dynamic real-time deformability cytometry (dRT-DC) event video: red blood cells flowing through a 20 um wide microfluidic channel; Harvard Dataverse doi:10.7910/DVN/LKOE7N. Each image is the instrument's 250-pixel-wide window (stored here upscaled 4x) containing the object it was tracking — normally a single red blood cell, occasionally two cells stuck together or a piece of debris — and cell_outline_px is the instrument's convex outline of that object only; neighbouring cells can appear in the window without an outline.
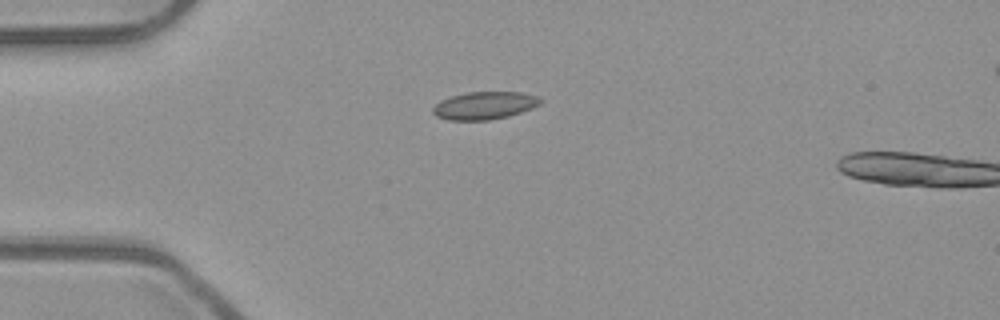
{"species": "common noctule bat (a hibernating species)", "species_latin": "Nyctalus noctula", "temperature_condition": "room temperature", "stored_images_in_passage": 3, "camera_frame_rate_fps": 3000, "um_per_image_px": 0.085, "animal": {"sex": "male", "body_mass_g": 23.1, "forearm_length_mm": 52.7}, "frame": {"image": 1, "passage_image": 1, "time_ms": 0.0, "image_size_px": [1000, 320], "cell_outline_px": [[544, 100], [540, 104], [532, 108], [508, 116], [488, 120], [448, 120], [436, 116], [432, 112], [432, 108], [440, 100], [452, 96], [468, 92], [520, 92], [540, 96]], "centroid_in_image_um": [41.2, 8.96], "position_along_channel_um": 43.8, "area_um2": 17.4}}